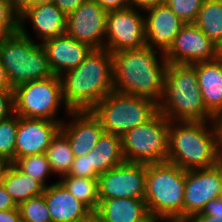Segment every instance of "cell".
Returning <instances> with one entry per match:
<instances>
[{"mask_svg":"<svg viewBox=\"0 0 222 222\" xmlns=\"http://www.w3.org/2000/svg\"><path fill=\"white\" fill-rule=\"evenodd\" d=\"M143 11L133 8L109 11L106 18L104 48L111 53L146 46Z\"/></svg>","mask_w":222,"mask_h":222,"instance_id":"cell-10","label":"cell"},{"mask_svg":"<svg viewBox=\"0 0 222 222\" xmlns=\"http://www.w3.org/2000/svg\"><path fill=\"white\" fill-rule=\"evenodd\" d=\"M11 165H12L11 161L4 158H0V185H3L6 173L8 169L11 167Z\"/></svg>","mask_w":222,"mask_h":222,"instance_id":"cell-45","label":"cell"},{"mask_svg":"<svg viewBox=\"0 0 222 222\" xmlns=\"http://www.w3.org/2000/svg\"><path fill=\"white\" fill-rule=\"evenodd\" d=\"M107 11L87 0L67 16L66 34L92 49H103Z\"/></svg>","mask_w":222,"mask_h":222,"instance_id":"cell-12","label":"cell"},{"mask_svg":"<svg viewBox=\"0 0 222 222\" xmlns=\"http://www.w3.org/2000/svg\"><path fill=\"white\" fill-rule=\"evenodd\" d=\"M194 24L219 46L222 42V0H204Z\"/></svg>","mask_w":222,"mask_h":222,"instance_id":"cell-25","label":"cell"},{"mask_svg":"<svg viewBox=\"0 0 222 222\" xmlns=\"http://www.w3.org/2000/svg\"><path fill=\"white\" fill-rule=\"evenodd\" d=\"M162 3L164 0H128L129 8L143 12Z\"/></svg>","mask_w":222,"mask_h":222,"instance_id":"cell-36","label":"cell"},{"mask_svg":"<svg viewBox=\"0 0 222 222\" xmlns=\"http://www.w3.org/2000/svg\"><path fill=\"white\" fill-rule=\"evenodd\" d=\"M48 55L49 64L56 76L78 67L90 53L92 48L68 36L66 33L43 44Z\"/></svg>","mask_w":222,"mask_h":222,"instance_id":"cell-18","label":"cell"},{"mask_svg":"<svg viewBox=\"0 0 222 222\" xmlns=\"http://www.w3.org/2000/svg\"><path fill=\"white\" fill-rule=\"evenodd\" d=\"M14 114L13 90L0 91V120L6 119Z\"/></svg>","mask_w":222,"mask_h":222,"instance_id":"cell-34","label":"cell"},{"mask_svg":"<svg viewBox=\"0 0 222 222\" xmlns=\"http://www.w3.org/2000/svg\"><path fill=\"white\" fill-rule=\"evenodd\" d=\"M14 113L26 118L57 121L60 106L65 107L66 116L70 110L66 107L62 84L59 76L30 81L13 89Z\"/></svg>","mask_w":222,"mask_h":222,"instance_id":"cell-8","label":"cell"},{"mask_svg":"<svg viewBox=\"0 0 222 222\" xmlns=\"http://www.w3.org/2000/svg\"><path fill=\"white\" fill-rule=\"evenodd\" d=\"M147 164L126 162L101 173L98 179L99 199H144Z\"/></svg>","mask_w":222,"mask_h":222,"instance_id":"cell-11","label":"cell"},{"mask_svg":"<svg viewBox=\"0 0 222 222\" xmlns=\"http://www.w3.org/2000/svg\"><path fill=\"white\" fill-rule=\"evenodd\" d=\"M220 196L221 161L211 168L186 171L184 222L200 213L209 201Z\"/></svg>","mask_w":222,"mask_h":222,"instance_id":"cell-14","label":"cell"},{"mask_svg":"<svg viewBox=\"0 0 222 222\" xmlns=\"http://www.w3.org/2000/svg\"><path fill=\"white\" fill-rule=\"evenodd\" d=\"M204 0H164L170 9L185 23H194Z\"/></svg>","mask_w":222,"mask_h":222,"instance_id":"cell-32","label":"cell"},{"mask_svg":"<svg viewBox=\"0 0 222 222\" xmlns=\"http://www.w3.org/2000/svg\"><path fill=\"white\" fill-rule=\"evenodd\" d=\"M112 53L92 49L76 68L60 77L63 100L70 111L91 110L113 90Z\"/></svg>","mask_w":222,"mask_h":222,"instance_id":"cell-2","label":"cell"},{"mask_svg":"<svg viewBox=\"0 0 222 222\" xmlns=\"http://www.w3.org/2000/svg\"><path fill=\"white\" fill-rule=\"evenodd\" d=\"M222 213V196L209 201L202 211L197 214H219Z\"/></svg>","mask_w":222,"mask_h":222,"instance_id":"cell-39","label":"cell"},{"mask_svg":"<svg viewBox=\"0 0 222 222\" xmlns=\"http://www.w3.org/2000/svg\"><path fill=\"white\" fill-rule=\"evenodd\" d=\"M25 23H19V32L0 40V62L12 89L30 81L54 76L45 48L37 43Z\"/></svg>","mask_w":222,"mask_h":222,"instance_id":"cell-6","label":"cell"},{"mask_svg":"<svg viewBox=\"0 0 222 222\" xmlns=\"http://www.w3.org/2000/svg\"><path fill=\"white\" fill-rule=\"evenodd\" d=\"M19 32V14L11 1L0 0V35L10 36Z\"/></svg>","mask_w":222,"mask_h":222,"instance_id":"cell-31","label":"cell"},{"mask_svg":"<svg viewBox=\"0 0 222 222\" xmlns=\"http://www.w3.org/2000/svg\"><path fill=\"white\" fill-rule=\"evenodd\" d=\"M18 208L12 197L7 193L6 188L0 185V211Z\"/></svg>","mask_w":222,"mask_h":222,"instance_id":"cell-38","label":"cell"},{"mask_svg":"<svg viewBox=\"0 0 222 222\" xmlns=\"http://www.w3.org/2000/svg\"><path fill=\"white\" fill-rule=\"evenodd\" d=\"M87 0H54V4L65 14L69 15Z\"/></svg>","mask_w":222,"mask_h":222,"instance_id":"cell-35","label":"cell"},{"mask_svg":"<svg viewBox=\"0 0 222 222\" xmlns=\"http://www.w3.org/2000/svg\"><path fill=\"white\" fill-rule=\"evenodd\" d=\"M14 164L22 172L38 180L45 188L50 185L46 180L53 172L45 153L20 157Z\"/></svg>","mask_w":222,"mask_h":222,"instance_id":"cell-28","label":"cell"},{"mask_svg":"<svg viewBox=\"0 0 222 222\" xmlns=\"http://www.w3.org/2000/svg\"><path fill=\"white\" fill-rule=\"evenodd\" d=\"M167 66L164 54L147 46L112 53L113 90L159 103L163 97Z\"/></svg>","mask_w":222,"mask_h":222,"instance_id":"cell-1","label":"cell"},{"mask_svg":"<svg viewBox=\"0 0 222 222\" xmlns=\"http://www.w3.org/2000/svg\"><path fill=\"white\" fill-rule=\"evenodd\" d=\"M31 22L40 44L66 33L67 15L54 3L37 4L19 14V23Z\"/></svg>","mask_w":222,"mask_h":222,"instance_id":"cell-19","label":"cell"},{"mask_svg":"<svg viewBox=\"0 0 222 222\" xmlns=\"http://www.w3.org/2000/svg\"><path fill=\"white\" fill-rule=\"evenodd\" d=\"M67 175L99 179V174L91 166L90 152L87 155L75 157L71 169Z\"/></svg>","mask_w":222,"mask_h":222,"instance_id":"cell-33","label":"cell"},{"mask_svg":"<svg viewBox=\"0 0 222 222\" xmlns=\"http://www.w3.org/2000/svg\"><path fill=\"white\" fill-rule=\"evenodd\" d=\"M96 212L103 222H154L144 199H99Z\"/></svg>","mask_w":222,"mask_h":222,"instance_id":"cell-22","label":"cell"},{"mask_svg":"<svg viewBox=\"0 0 222 222\" xmlns=\"http://www.w3.org/2000/svg\"><path fill=\"white\" fill-rule=\"evenodd\" d=\"M3 186L17 205L43 194L45 189L38 180L22 172L14 163L6 173Z\"/></svg>","mask_w":222,"mask_h":222,"instance_id":"cell-24","label":"cell"},{"mask_svg":"<svg viewBox=\"0 0 222 222\" xmlns=\"http://www.w3.org/2000/svg\"><path fill=\"white\" fill-rule=\"evenodd\" d=\"M60 128L57 121L18 115L15 161L20 157L45 153Z\"/></svg>","mask_w":222,"mask_h":222,"instance_id":"cell-15","label":"cell"},{"mask_svg":"<svg viewBox=\"0 0 222 222\" xmlns=\"http://www.w3.org/2000/svg\"><path fill=\"white\" fill-rule=\"evenodd\" d=\"M66 117L69 121L61 123L60 131L68 138L74 157L87 155L105 132L100 121L91 110L70 111Z\"/></svg>","mask_w":222,"mask_h":222,"instance_id":"cell-17","label":"cell"},{"mask_svg":"<svg viewBox=\"0 0 222 222\" xmlns=\"http://www.w3.org/2000/svg\"><path fill=\"white\" fill-rule=\"evenodd\" d=\"M168 63L195 64L218 58L215 45L194 23H185L164 54Z\"/></svg>","mask_w":222,"mask_h":222,"instance_id":"cell-13","label":"cell"},{"mask_svg":"<svg viewBox=\"0 0 222 222\" xmlns=\"http://www.w3.org/2000/svg\"><path fill=\"white\" fill-rule=\"evenodd\" d=\"M167 162L185 171L218 165V135L214 121H169Z\"/></svg>","mask_w":222,"mask_h":222,"instance_id":"cell-3","label":"cell"},{"mask_svg":"<svg viewBox=\"0 0 222 222\" xmlns=\"http://www.w3.org/2000/svg\"><path fill=\"white\" fill-rule=\"evenodd\" d=\"M91 166L100 175L122 164L125 159L122 151V138L104 132L95 148L90 151Z\"/></svg>","mask_w":222,"mask_h":222,"instance_id":"cell-23","label":"cell"},{"mask_svg":"<svg viewBox=\"0 0 222 222\" xmlns=\"http://www.w3.org/2000/svg\"><path fill=\"white\" fill-rule=\"evenodd\" d=\"M18 209L22 222H52L43 194L20 203Z\"/></svg>","mask_w":222,"mask_h":222,"instance_id":"cell-30","label":"cell"},{"mask_svg":"<svg viewBox=\"0 0 222 222\" xmlns=\"http://www.w3.org/2000/svg\"><path fill=\"white\" fill-rule=\"evenodd\" d=\"M193 65L206 110L217 118L222 115V58Z\"/></svg>","mask_w":222,"mask_h":222,"instance_id":"cell-20","label":"cell"},{"mask_svg":"<svg viewBox=\"0 0 222 222\" xmlns=\"http://www.w3.org/2000/svg\"><path fill=\"white\" fill-rule=\"evenodd\" d=\"M169 121H214L206 110L194 65L168 63L164 92L158 103Z\"/></svg>","mask_w":222,"mask_h":222,"instance_id":"cell-4","label":"cell"},{"mask_svg":"<svg viewBox=\"0 0 222 222\" xmlns=\"http://www.w3.org/2000/svg\"><path fill=\"white\" fill-rule=\"evenodd\" d=\"M44 199L52 222H76L91 210L57 180L44 189Z\"/></svg>","mask_w":222,"mask_h":222,"instance_id":"cell-21","label":"cell"},{"mask_svg":"<svg viewBox=\"0 0 222 222\" xmlns=\"http://www.w3.org/2000/svg\"><path fill=\"white\" fill-rule=\"evenodd\" d=\"M4 90H13V89L7 77L6 71L2 63L0 62V91Z\"/></svg>","mask_w":222,"mask_h":222,"instance_id":"cell-44","label":"cell"},{"mask_svg":"<svg viewBox=\"0 0 222 222\" xmlns=\"http://www.w3.org/2000/svg\"><path fill=\"white\" fill-rule=\"evenodd\" d=\"M107 12L128 8V0H93Z\"/></svg>","mask_w":222,"mask_h":222,"instance_id":"cell-37","label":"cell"},{"mask_svg":"<svg viewBox=\"0 0 222 222\" xmlns=\"http://www.w3.org/2000/svg\"><path fill=\"white\" fill-rule=\"evenodd\" d=\"M0 222H22L19 209L0 211Z\"/></svg>","mask_w":222,"mask_h":222,"instance_id":"cell-41","label":"cell"},{"mask_svg":"<svg viewBox=\"0 0 222 222\" xmlns=\"http://www.w3.org/2000/svg\"><path fill=\"white\" fill-rule=\"evenodd\" d=\"M185 222H222V213H219V214H194Z\"/></svg>","mask_w":222,"mask_h":222,"instance_id":"cell-40","label":"cell"},{"mask_svg":"<svg viewBox=\"0 0 222 222\" xmlns=\"http://www.w3.org/2000/svg\"><path fill=\"white\" fill-rule=\"evenodd\" d=\"M218 56L219 58H222V42L218 46Z\"/></svg>","mask_w":222,"mask_h":222,"instance_id":"cell-47","label":"cell"},{"mask_svg":"<svg viewBox=\"0 0 222 222\" xmlns=\"http://www.w3.org/2000/svg\"><path fill=\"white\" fill-rule=\"evenodd\" d=\"M214 124H215L217 135H218L219 158H220V161H222V115L215 118Z\"/></svg>","mask_w":222,"mask_h":222,"instance_id":"cell-43","label":"cell"},{"mask_svg":"<svg viewBox=\"0 0 222 222\" xmlns=\"http://www.w3.org/2000/svg\"><path fill=\"white\" fill-rule=\"evenodd\" d=\"M6 1H11V2H13V3L15 4V1H16V0H6Z\"/></svg>","mask_w":222,"mask_h":222,"instance_id":"cell-49","label":"cell"},{"mask_svg":"<svg viewBox=\"0 0 222 222\" xmlns=\"http://www.w3.org/2000/svg\"><path fill=\"white\" fill-rule=\"evenodd\" d=\"M76 222H103L96 211H90L86 216L78 219Z\"/></svg>","mask_w":222,"mask_h":222,"instance_id":"cell-46","label":"cell"},{"mask_svg":"<svg viewBox=\"0 0 222 222\" xmlns=\"http://www.w3.org/2000/svg\"><path fill=\"white\" fill-rule=\"evenodd\" d=\"M91 111L106 133L122 137L129 130L148 122L159 111V105L147 97L112 91Z\"/></svg>","mask_w":222,"mask_h":222,"instance_id":"cell-7","label":"cell"},{"mask_svg":"<svg viewBox=\"0 0 222 222\" xmlns=\"http://www.w3.org/2000/svg\"><path fill=\"white\" fill-rule=\"evenodd\" d=\"M18 128V115L12 114L0 120V158L15 162V143Z\"/></svg>","mask_w":222,"mask_h":222,"instance_id":"cell-29","label":"cell"},{"mask_svg":"<svg viewBox=\"0 0 222 222\" xmlns=\"http://www.w3.org/2000/svg\"><path fill=\"white\" fill-rule=\"evenodd\" d=\"M186 171L170 162L147 164L145 202L154 222H184Z\"/></svg>","mask_w":222,"mask_h":222,"instance_id":"cell-5","label":"cell"},{"mask_svg":"<svg viewBox=\"0 0 222 222\" xmlns=\"http://www.w3.org/2000/svg\"><path fill=\"white\" fill-rule=\"evenodd\" d=\"M54 0H16L15 6L17 9L18 14H20L25 8L30 6H34L37 4H44V3H53Z\"/></svg>","mask_w":222,"mask_h":222,"instance_id":"cell-42","label":"cell"},{"mask_svg":"<svg viewBox=\"0 0 222 222\" xmlns=\"http://www.w3.org/2000/svg\"><path fill=\"white\" fill-rule=\"evenodd\" d=\"M45 154L53 174L61 177L69 173L75 157L68 138L60 130L52 138Z\"/></svg>","mask_w":222,"mask_h":222,"instance_id":"cell-27","label":"cell"},{"mask_svg":"<svg viewBox=\"0 0 222 222\" xmlns=\"http://www.w3.org/2000/svg\"><path fill=\"white\" fill-rule=\"evenodd\" d=\"M58 180L76 199L91 211H96L99 200L98 180L85 177L63 175Z\"/></svg>","mask_w":222,"mask_h":222,"instance_id":"cell-26","label":"cell"},{"mask_svg":"<svg viewBox=\"0 0 222 222\" xmlns=\"http://www.w3.org/2000/svg\"><path fill=\"white\" fill-rule=\"evenodd\" d=\"M169 120L157 112L148 122L129 130L122 138L126 162H167Z\"/></svg>","mask_w":222,"mask_h":222,"instance_id":"cell-9","label":"cell"},{"mask_svg":"<svg viewBox=\"0 0 222 222\" xmlns=\"http://www.w3.org/2000/svg\"><path fill=\"white\" fill-rule=\"evenodd\" d=\"M145 13L146 46L165 54L185 22L166 3L150 8Z\"/></svg>","mask_w":222,"mask_h":222,"instance_id":"cell-16","label":"cell"},{"mask_svg":"<svg viewBox=\"0 0 222 222\" xmlns=\"http://www.w3.org/2000/svg\"><path fill=\"white\" fill-rule=\"evenodd\" d=\"M221 189H222V161H221Z\"/></svg>","mask_w":222,"mask_h":222,"instance_id":"cell-48","label":"cell"}]
</instances>
